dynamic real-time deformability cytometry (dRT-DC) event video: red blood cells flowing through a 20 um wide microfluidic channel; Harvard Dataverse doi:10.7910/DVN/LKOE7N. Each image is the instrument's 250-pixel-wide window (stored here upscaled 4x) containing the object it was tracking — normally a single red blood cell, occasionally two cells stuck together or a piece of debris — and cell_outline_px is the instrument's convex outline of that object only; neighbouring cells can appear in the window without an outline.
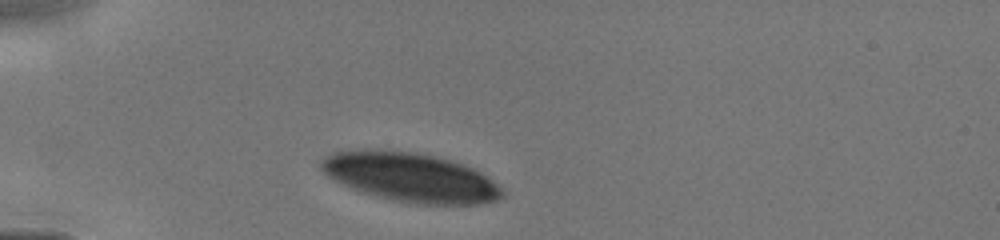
{"species": "human", "species_latin": "Homo sapiens", "temperature_condition": "cold", "stored_images_in_passage": 4, "camera_frame_rate_fps": 3000, "um_per_image_px": 0.085, "donor": {"sex": "male"}, "frame": {"image": 1, "passage_image": 1, "time_ms": 0.0, "image_size_px": [1000, 240], "cell_outline_px": [[504, 196], [496, 200], [484, 204], [416, 204], [376, 196], [352, 188], [328, 176], [320, 168], [320, 160], [324, 156], [336, 152], [416, 152], [464, 164], [480, 172], [492, 180], [504, 192]], "centroid_in_image_um": [34.95, 15.11], "position_along_channel_um": 50.0, "area_um2": 50.4}}
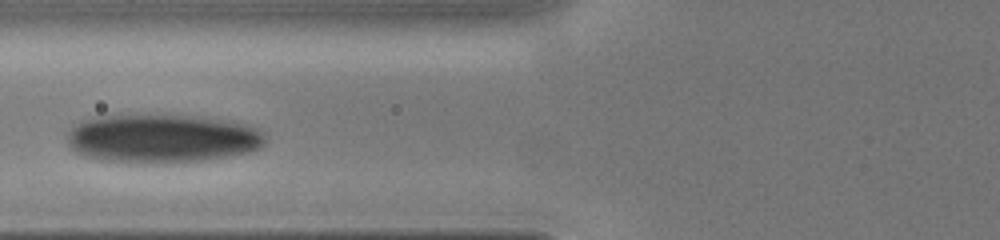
{"frame": {"image": 2, "passage_image": 3, "time_ms": 2.0, "image_size_px": [1000, 240], "cell_outline_px": [[268, 140], [260, 148], [248, 152], [228, 156], [204, 160], [172, 164], [132, 164], [96, 160], [84, 156], [76, 152], [68, 144], [68, 132], [76, 124], [84, 120], [96, 116], [204, 116], [236, 120], [248, 124], [264, 132]], "centroid_in_image_um": [13.83, 11.8], "position_along_channel_um": 112.0, "area_um2": 57.34}}
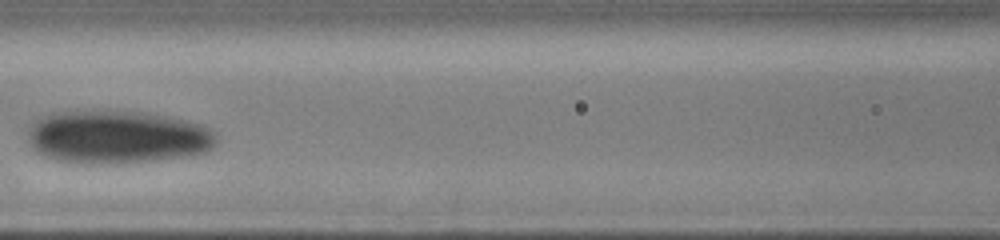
{"frame": {"image": 3, "passage_image": 4, "time_ms": 3.0, "image_size_px": [1000, 240], "cell_outline_px": [[216, 144], [212, 148], [204, 152], [192, 156], [124, 164], [88, 164], [52, 160], [40, 156], [32, 148], [28, 140], [28, 124], [32, 120], [40, 116], [52, 112], [148, 112], [168, 116], [204, 124], [216, 132]], "centroid_in_image_um": [9.95, 11.67], "position_along_channel_um": 156.7, "area_um2": 59.59}}